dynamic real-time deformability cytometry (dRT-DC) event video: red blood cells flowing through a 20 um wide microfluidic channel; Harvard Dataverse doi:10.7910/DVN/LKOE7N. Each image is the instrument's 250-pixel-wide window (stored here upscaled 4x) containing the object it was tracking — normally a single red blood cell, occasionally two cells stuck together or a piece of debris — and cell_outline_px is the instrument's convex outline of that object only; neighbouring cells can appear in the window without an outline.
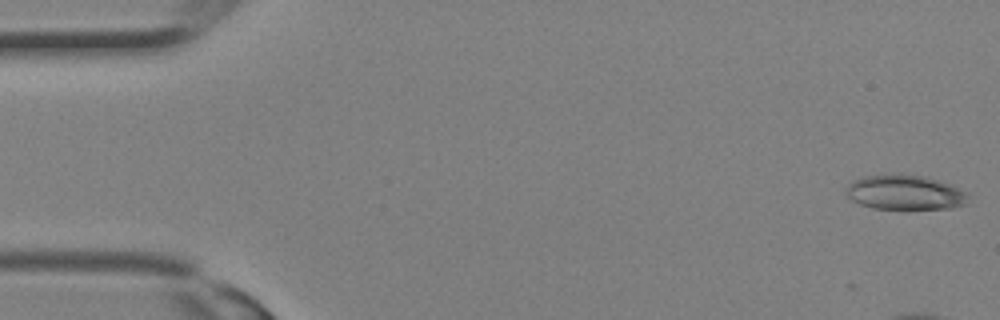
{"species": "Egyptian fruit bat (a non-hibernating species)", "species_latin": "Rousettus aegyptiacus", "temperature_condition": "room temperature", "stored_images_in_passage": 4, "camera_frame_rate_fps": 3000, "um_per_image_px": 0.085, "animal": {"sex": "female"}, "frame": {"image": 1, "passage_image": 1, "time_ms": 0.0, "image_size_px": [1000, 320], "cell_outline_px": [[968, 204], [952, 208], [872, 208], [860, 204], [852, 200], [844, 192], [844, 188], [852, 180], [860, 176], [892, 172], [924, 176], [940, 180], [952, 184], [964, 192], [968, 196]], "centroid_in_image_um": [76.87, 16.31], "position_along_channel_um": 8.1, "area_um2": 25.26}}